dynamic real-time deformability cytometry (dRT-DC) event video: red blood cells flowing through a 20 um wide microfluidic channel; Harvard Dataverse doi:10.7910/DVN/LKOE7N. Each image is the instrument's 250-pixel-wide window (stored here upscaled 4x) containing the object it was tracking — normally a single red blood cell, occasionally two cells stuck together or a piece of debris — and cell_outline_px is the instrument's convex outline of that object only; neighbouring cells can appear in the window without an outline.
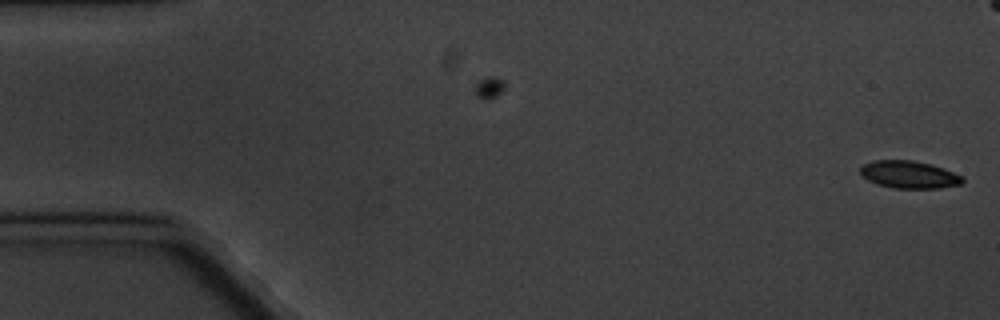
{"species": "common noctule bat (a hibernating species)", "species_latin": "Nyctalus noctula", "temperature_condition": "cold", "stored_images_in_passage": 2, "camera_frame_rate_fps": 3000, "um_per_image_px": 0.085, "animal": {"sex": "male", "body_mass_g": 20.1, "forearm_length_mm": 53.5}, "frame": {"image": 1, "passage_image": 2, "time_ms": 1.0, "image_size_px": [1000, 320], "cell_outline_px": [[964, 180], [960, 184], [940, 188], [892, 188], [876, 184], [868, 180], [860, 172], [860, 168], [864, 164], [872, 160], [912, 160], [944, 168], [964, 176]], "centroid_in_image_um": [77.28, 14.84], "position_along_channel_um": 7.7, "area_um2": 16.36}}